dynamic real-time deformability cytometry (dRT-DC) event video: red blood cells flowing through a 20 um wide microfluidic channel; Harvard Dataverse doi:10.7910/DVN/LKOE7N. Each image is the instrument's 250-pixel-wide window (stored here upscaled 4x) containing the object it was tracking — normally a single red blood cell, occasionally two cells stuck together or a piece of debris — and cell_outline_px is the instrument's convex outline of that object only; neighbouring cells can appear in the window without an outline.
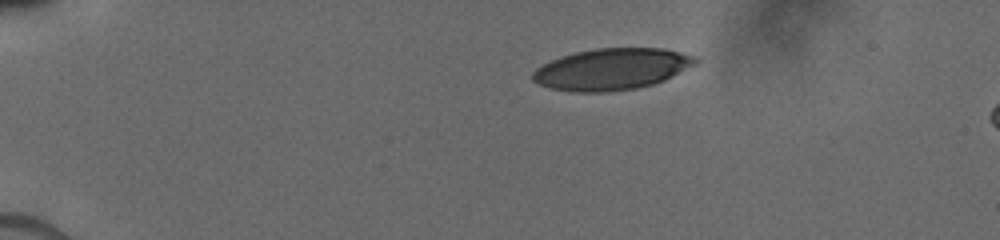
{"species": "human", "species_latin": "Homo sapiens", "temperature_condition": "cold", "stored_images_in_passage": 4, "camera_frame_rate_fps": 3000, "um_per_image_px": 0.085, "donor": {"sex": "male"}, "frame": {"image": 1, "passage_image": 1, "time_ms": 0.0, "image_size_px": [1000, 240], "cell_outline_px": [[700, 60], [696, 64], [664, 80], [652, 84], [636, 88], [604, 92], [572, 92], [552, 88], [540, 84], [532, 80], [532, 72], [536, 68], [552, 60], [576, 52], [596, 48], [664, 48], [696, 56]], "centroid_in_image_um": [52.02, 5.87], "position_along_channel_um": 33.0, "area_um2": 39.13}}